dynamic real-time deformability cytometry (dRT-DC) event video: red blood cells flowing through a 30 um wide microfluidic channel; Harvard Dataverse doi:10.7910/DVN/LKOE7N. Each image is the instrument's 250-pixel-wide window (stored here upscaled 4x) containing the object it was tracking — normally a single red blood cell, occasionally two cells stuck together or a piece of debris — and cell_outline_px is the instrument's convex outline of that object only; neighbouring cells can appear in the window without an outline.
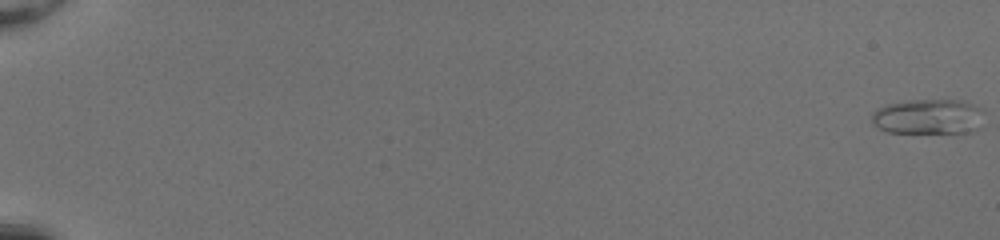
{"species": "common noctule bat (a hibernating species)", "species_latin": "Nyctalus noctula", "temperature_condition": "room temperature", "stored_images_in_passage": 53, "camera_frame_rate_fps": 3000, "um_per_image_px": 0.085, "animal": {"sex": "female", "body_mass_g": 20.0, "forearm_length_mm": 54.0}, "frame": {"image": 1, "passage_image": 1, "time_ms": 0.0, "image_size_px": [1000, 240], "cell_outline_px": [[984, 112], [980, 128], [972, 132], [888, 132], [872, 124], [872, 112], [876, 108], [884, 104], [908, 100], [964, 100], [980, 108]], "centroid_in_image_um": [78.9, 9.9], "position_along_channel_um": 6.1, "area_um2": 23.24}}
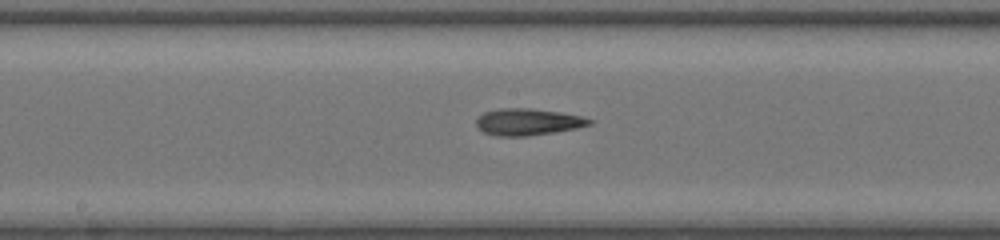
{"frame": {"image": 2, "passage_image": 31, "time_ms": 10.0, "image_size_px": [1000, 240], "cell_outline_px": [[592, 124], [576, 128], [556, 132], [528, 136], [496, 136], [484, 132], [476, 124], [476, 120], [484, 112], [500, 108], [532, 108], [560, 112], [584, 116], [592, 120]], "centroid_in_image_um": [44.9, 10.36], "position_along_channel_um": 203.3, "area_um2": 17.69}}
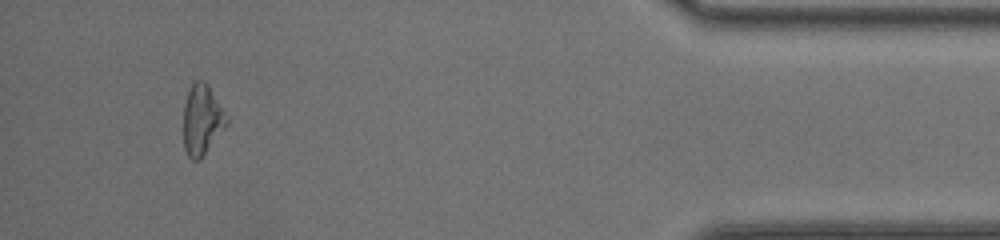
{"frame": {"image": 3, "passage_image": 50, "time_ms": 16.333, "image_size_px": [1000, 240], "cell_outline_px": [[228, 124], [200, 160], [192, 160], [188, 156], [184, 148], [184, 104], [188, 92], [192, 84], [196, 80], [204, 80], [208, 84], [228, 120]], "centroid_in_image_um": [17.16, 10.2], "position_along_channel_um": 418.0, "area_um2": 17.46}, "authors_computed_cell_mechanics": {"area_um2": 18.1492, "velocity_mm_per_s": 4.2078, "shape_relaxation_time_tau1_ms": 11.0609, "shape_relaxation_time_tau2_ms": 4.9789, "deformation_change_tau1": 0.2663, "deformation_change_tau2": 0.1759}}